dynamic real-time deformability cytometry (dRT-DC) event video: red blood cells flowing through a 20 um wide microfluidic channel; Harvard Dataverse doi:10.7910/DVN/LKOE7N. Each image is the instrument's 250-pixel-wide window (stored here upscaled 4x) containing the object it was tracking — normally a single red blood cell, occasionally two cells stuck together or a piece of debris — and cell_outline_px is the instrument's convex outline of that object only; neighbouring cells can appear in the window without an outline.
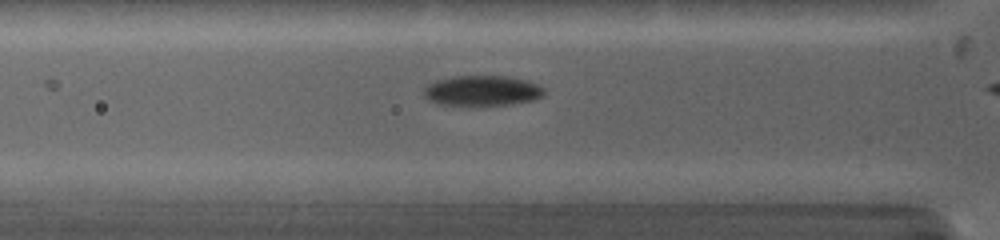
{"species": "common noctule bat (a hibernating species)", "species_latin": "Nyctalus noctula", "temperature_condition": "warm", "stored_images_in_passage": 7, "camera_frame_rate_fps": 5000, "um_per_image_px": 0.085, "animal": {"sex": "female", "body_mass_g": 19.0, "forearm_length_mm": 53.3}, "frame": {"image": 1, "passage_image": 5, "time_ms": 1.6, "image_size_px": [1000, 240], "cell_outline_px": [[544, 96], [536, 100], [512, 104], [436, 104], [428, 100], [424, 96], [424, 88], [428, 84], [436, 80], [452, 76], [508, 76], [528, 80], [544, 88]], "centroid_in_image_um": [41.0, 7.69], "position_along_channel_um": 84.8, "area_um2": 21.21}}